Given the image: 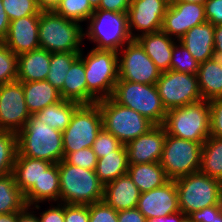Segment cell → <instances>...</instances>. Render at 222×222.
Listing matches in <instances>:
<instances>
[{"mask_svg":"<svg viewBox=\"0 0 222 222\" xmlns=\"http://www.w3.org/2000/svg\"><path fill=\"white\" fill-rule=\"evenodd\" d=\"M178 41L183 44L197 62L211 58L214 51V26L205 22L188 30Z\"/></svg>","mask_w":222,"mask_h":222,"instance_id":"cell-23","label":"cell"},{"mask_svg":"<svg viewBox=\"0 0 222 222\" xmlns=\"http://www.w3.org/2000/svg\"><path fill=\"white\" fill-rule=\"evenodd\" d=\"M205 22H207L205 17V5L174 2L168 6L162 20L161 31L179 40L192 27Z\"/></svg>","mask_w":222,"mask_h":222,"instance_id":"cell-16","label":"cell"},{"mask_svg":"<svg viewBox=\"0 0 222 222\" xmlns=\"http://www.w3.org/2000/svg\"><path fill=\"white\" fill-rule=\"evenodd\" d=\"M147 222H158V221L155 220V218H153V219H148Z\"/></svg>","mask_w":222,"mask_h":222,"instance_id":"cell-58","label":"cell"},{"mask_svg":"<svg viewBox=\"0 0 222 222\" xmlns=\"http://www.w3.org/2000/svg\"><path fill=\"white\" fill-rule=\"evenodd\" d=\"M80 105L81 104L78 102L62 99L53 105L47 106L34 115L51 128L63 132L70 124L74 111Z\"/></svg>","mask_w":222,"mask_h":222,"instance_id":"cell-31","label":"cell"},{"mask_svg":"<svg viewBox=\"0 0 222 222\" xmlns=\"http://www.w3.org/2000/svg\"><path fill=\"white\" fill-rule=\"evenodd\" d=\"M60 16L54 10H41L39 46L50 53L81 52L85 33L83 25Z\"/></svg>","mask_w":222,"mask_h":222,"instance_id":"cell-3","label":"cell"},{"mask_svg":"<svg viewBox=\"0 0 222 222\" xmlns=\"http://www.w3.org/2000/svg\"><path fill=\"white\" fill-rule=\"evenodd\" d=\"M60 182V203L89 205L103 201L104 184L95 170L66 163H58Z\"/></svg>","mask_w":222,"mask_h":222,"instance_id":"cell-4","label":"cell"},{"mask_svg":"<svg viewBox=\"0 0 222 222\" xmlns=\"http://www.w3.org/2000/svg\"><path fill=\"white\" fill-rule=\"evenodd\" d=\"M24 194L16 185L13 173L0 177V214L21 212L26 207Z\"/></svg>","mask_w":222,"mask_h":222,"instance_id":"cell-33","label":"cell"},{"mask_svg":"<svg viewBox=\"0 0 222 222\" xmlns=\"http://www.w3.org/2000/svg\"><path fill=\"white\" fill-rule=\"evenodd\" d=\"M162 126L167 135L203 144L210 137L209 102L201 100L167 110Z\"/></svg>","mask_w":222,"mask_h":222,"instance_id":"cell-5","label":"cell"},{"mask_svg":"<svg viewBox=\"0 0 222 222\" xmlns=\"http://www.w3.org/2000/svg\"><path fill=\"white\" fill-rule=\"evenodd\" d=\"M61 0H37L41 10H54Z\"/></svg>","mask_w":222,"mask_h":222,"instance_id":"cell-54","label":"cell"},{"mask_svg":"<svg viewBox=\"0 0 222 222\" xmlns=\"http://www.w3.org/2000/svg\"><path fill=\"white\" fill-rule=\"evenodd\" d=\"M17 148L21 156L59 163L64 159L62 131L51 128L34 114L17 133Z\"/></svg>","mask_w":222,"mask_h":222,"instance_id":"cell-1","label":"cell"},{"mask_svg":"<svg viewBox=\"0 0 222 222\" xmlns=\"http://www.w3.org/2000/svg\"><path fill=\"white\" fill-rule=\"evenodd\" d=\"M39 15H29L10 21L9 31L2 41L14 54L21 55L39 46Z\"/></svg>","mask_w":222,"mask_h":222,"instance_id":"cell-19","label":"cell"},{"mask_svg":"<svg viewBox=\"0 0 222 222\" xmlns=\"http://www.w3.org/2000/svg\"><path fill=\"white\" fill-rule=\"evenodd\" d=\"M50 204L49 209L44 210L38 217L39 222H64V203Z\"/></svg>","mask_w":222,"mask_h":222,"instance_id":"cell-47","label":"cell"},{"mask_svg":"<svg viewBox=\"0 0 222 222\" xmlns=\"http://www.w3.org/2000/svg\"><path fill=\"white\" fill-rule=\"evenodd\" d=\"M191 222H222V205L205 207L187 217Z\"/></svg>","mask_w":222,"mask_h":222,"instance_id":"cell-44","label":"cell"},{"mask_svg":"<svg viewBox=\"0 0 222 222\" xmlns=\"http://www.w3.org/2000/svg\"><path fill=\"white\" fill-rule=\"evenodd\" d=\"M10 20L4 10L2 0H0V42H2L9 31Z\"/></svg>","mask_w":222,"mask_h":222,"instance_id":"cell-51","label":"cell"},{"mask_svg":"<svg viewBox=\"0 0 222 222\" xmlns=\"http://www.w3.org/2000/svg\"><path fill=\"white\" fill-rule=\"evenodd\" d=\"M119 79L141 84H156L161 71L133 39L118 52Z\"/></svg>","mask_w":222,"mask_h":222,"instance_id":"cell-13","label":"cell"},{"mask_svg":"<svg viewBox=\"0 0 222 222\" xmlns=\"http://www.w3.org/2000/svg\"><path fill=\"white\" fill-rule=\"evenodd\" d=\"M118 222H147V219L137 208H133L118 211Z\"/></svg>","mask_w":222,"mask_h":222,"instance_id":"cell-49","label":"cell"},{"mask_svg":"<svg viewBox=\"0 0 222 222\" xmlns=\"http://www.w3.org/2000/svg\"><path fill=\"white\" fill-rule=\"evenodd\" d=\"M129 167L126 145L123 144L118 150L98 158L95 173L105 185L118 177L127 174Z\"/></svg>","mask_w":222,"mask_h":222,"instance_id":"cell-29","label":"cell"},{"mask_svg":"<svg viewBox=\"0 0 222 222\" xmlns=\"http://www.w3.org/2000/svg\"><path fill=\"white\" fill-rule=\"evenodd\" d=\"M80 52L84 61L87 83V104L112 96L119 79L118 54L113 50L92 48L86 55Z\"/></svg>","mask_w":222,"mask_h":222,"instance_id":"cell-2","label":"cell"},{"mask_svg":"<svg viewBox=\"0 0 222 222\" xmlns=\"http://www.w3.org/2000/svg\"><path fill=\"white\" fill-rule=\"evenodd\" d=\"M61 98L87 104V83L84 61L79 57L67 72L63 88L59 91Z\"/></svg>","mask_w":222,"mask_h":222,"instance_id":"cell-30","label":"cell"},{"mask_svg":"<svg viewBox=\"0 0 222 222\" xmlns=\"http://www.w3.org/2000/svg\"><path fill=\"white\" fill-rule=\"evenodd\" d=\"M27 206L43 202H60V182L58 163H52L39 180V186H32L25 194Z\"/></svg>","mask_w":222,"mask_h":222,"instance_id":"cell-25","label":"cell"},{"mask_svg":"<svg viewBox=\"0 0 222 222\" xmlns=\"http://www.w3.org/2000/svg\"><path fill=\"white\" fill-rule=\"evenodd\" d=\"M40 208V203L26 206L21 212H17V222H39L34 210H40Z\"/></svg>","mask_w":222,"mask_h":222,"instance_id":"cell-50","label":"cell"},{"mask_svg":"<svg viewBox=\"0 0 222 222\" xmlns=\"http://www.w3.org/2000/svg\"><path fill=\"white\" fill-rule=\"evenodd\" d=\"M168 6L166 0H131L127 15L132 39L161 31L162 20Z\"/></svg>","mask_w":222,"mask_h":222,"instance_id":"cell-15","label":"cell"},{"mask_svg":"<svg viewBox=\"0 0 222 222\" xmlns=\"http://www.w3.org/2000/svg\"><path fill=\"white\" fill-rule=\"evenodd\" d=\"M25 102L30 114L62 100L60 92L47 80L22 82Z\"/></svg>","mask_w":222,"mask_h":222,"instance_id":"cell-27","label":"cell"},{"mask_svg":"<svg viewBox=\"0 0 222 222\" xmlns=\"http://www.w3.org/2000/svg\"><path fill=\"white\" fill-rule=\"evenodd\" d=\"M17 57V81L32 82L46 80L50 67V52L38 48Z\"/></svg>","mask_w":222,"mask_h":222,"instance_id":"cell-24","label":"cell"},{"mask_svg":"<svg viewBox=\"0 0 222 222\" xmlns=\"http://www.w3.org/2000/svg\"><path fill=\"white\" fill-rule=\"evenodd\" d=\"M85 25V38L96 43L93 47L96 49L118 52L133 40L129 32L127 13L95 9Z\"/></svg>","mask_w":222,"mask_h":222,"instance_id":"cell-8","label":"cell"},{"mask_svg":"<svg viewBox=\"0 0 222 222\" xmlns=\"http://www.w3.org/2000/svg\"><path fill=\"white\" fill-rule=\"evenodd\" d=\"M2 4L10 21L41 12L37 0H2Z\"/></svg>","mask_w":222,"mask_h":222,"instance_id":"cell-39","label":"cell"},{"mask_svg":"<svg viewBox=\"0 0 222 222\" xmlns=\"http://www.w3.org/2000/svg\"><path fill=\"white\" fill-rule=\"evenodd\" d=\"M210 136L222 138V98L209 100Z\"/></svg>","mask_w":222,"mask_h":222,"instance_id":"cell-43","label":"cell"},{"mask_svg":"<svg viewBox=\"0 0 222 222\" xmlns=\"http://www.w3.org/2000/svg\"><path fill=\"white\" fill-rule=\"evenodd\" d=\"M214 50L222 53V24L214 26Z\"/></svg>","mask_w":222,"mask_h":222,"instance_id":"cell-53","label":"cell"},{"mask_svg":"<svg viewBox=\"0 0 222 222\" xmlns=\"http://www.w3.org/2000/svg\"><path fill=\"white\" fill-rule=\"evenodd\" d=\"M127 174L141 193L160 187L169 180L159 162L129 164Z\"/></svg>","mask_w":222,"mask_h":222,"instance_id":"cell-28","label":"cell"},{"mask_svg":"<svg viewBox=\"0 0 222 222\" xmlns=\"http://www.w3.org/2000/svg\"><path fill=\"white\" fill-rule=\"evenodd\" d=\"M54 11L62 17L80 22H86L95 9L88 0H61Z\"/></svg>","mask_w":222,"mask_h":222,"instance_id":"cell-35","label":"cell"},{"mask_svg":"<svg viewBox=\"0 0 222 222\" xmlns=\"http://www.w3.org/2000/svg\"><path fill=\"white\" fill-rule=\"evenodd\" d=\"M202 146L199 142L167 135L159 163L169 180L200 171Z\"/></svg>","mask_w":222,"mask_h":222,"instance_id":"cell-10","label":"cell"},{"mask_svg":"<svg viewBox=\"0 0 222 222\" xmlns=\"http://www.w3.org/2000/svg\"><path fill=\"white\" fill-rule=\"evenodd\" d=\"M88 1L94 9H97L100 5L101 0H88Z\"/></svg>","mask_w":222,"mask_h":222,"instance_id":"cell-57","label":"cell"},{"mask_svg":"<svg viewBox=\"0 0 222 222\" xmlns=\"http://www.w3.org/2000/svg\"><path fill=\"white\" fill-rule=\"evenodd\" d=\"M123 144L110 132L102 128L93 143L92 149L97 159L108 155L110 152L118 150Z\"/></svg>","mask_w":222,"mask_h":222,"instance_id":"cell-40","label":"cell"},{"mask_svg":"<svg viewBox=\"0 0 222 222\" xmlns=\"http://www.w3.org/2000/svg\"><path fill=\"white\" fill-rule=\"evenodd\" d=\"M171 55L170 70L197 75L200 63L180 41L174 44Z\"/></svg>","mask_w":222,"mask_h":222,"instance_id":"cell-37","label":"cell"},{"mask_svg":"<svg viewBox=\"0 0 222 222\" xmlns=\"http://www.w3.org/2000/svg\"><path fill=\"white\" fill-rule=\"evenodd\" d=\"M51 164L46 160L21 156L17 152L12 173L20 191L25 194L32 186H39L43 172Z\"/></svg>","mask_w":222,"mask_h":222,"instance_id":"cell-26","label":"cell"},{"mask_svg":"<svg viewBox=\"0 0 222 222\" xmlns=\"http://www.w3.org/2000/svg\"><path fill=\"white\" fill-rule=\"evenodd\" d=\"M207 0H176L175 2L198 3L205 5Z\"/></svg>","mask_w":222,"mask_h":222,"instance_id":"cell-56","label":"cell"},{"mask_svg":"<svg viewBox=\"0 0 222 222\" xmlns=\"http://www.w3.org/2000/svg\"><path fill=\"white\" fill-rule=\"evenodd\" d=\"M22 82L0 85V130L18 133L30 118Z\"/></svg>","mask_w":222,"mask_h":222,"instance_id":"cell-14","label":"cell"},{"mask_svg":"<svg viewBox=\"0 0 222 222\" xmlns=\"http://www.w3.org/2000/svg\"><path fill=\"white\" fill-rule=\"evenodd\" d=\"M17 152V134L0 130V177L13 172Z\"/></svg>","mask_w":222,"mask_h":222,"instance_id":"cell-36","label":"cell"},{"mask_svg":"<svg viewBox=\"0 0 222 222\" xmlns=\"http://www.w3.org/2000/svg\"><path fill=\"white\" fill-rule=\"evenodd\" d=\"M180 211L188 217L205 207L222 205V182L196 172L175 180Z\"/></svg>","mask_w":222,"mask_h":222,"instance_id":"cell-6","label":"cell"},{"mask_svg":"<svg viewBox=\"0 0 222 222\" xmlns=\"http://www.w3.org/2000/svg\"><path fill=\"white\" fill-rule=\"evenodd\" d=\"M140 195L136 184L125 174L104 185L103 201L118 212L136 208Z\"/></svg>","mask_w":222,"mask_h":222,"instance_id":"cell-20","label":"cell"},{"mask_svg":"<svg viewBox=\"0 0 222 222\" xmlns=\"http://www.w3.org/2000/svg\"><path fill=\"white\" fill-rule=\"evenodd\" d=\"M148 219L164 217L180 211L175 180L141 193L136 207Z\"/></svg>","mask_w":222,"mask_h":222,"instance_id":"cell-17","label":"cell"},{"mask_svg":"<svg viewBox=\"0 0 222 222\" xmlns=\"http://www.w3.org/2000/svg\"><path fill=\"white\" fill-rule=\"evenodd\" d=\"M169 4L174 3L176 0H166Z\"/></svg>","mask_w":222,"mask_h":222,"instance_id":"cell-59","label":"cell"},{"mask_svg":"<svg viewBox=\"0 0 222 222\" xmlns=\"http://www.w3.org/2000/svg\"><path fill=\"white\" fill-rule=\"evenodd\" d=\"M184 222H191V221L188 218H186Z\"/></svg>","mask_w":222,"mask_h":222,"instance_id":"cell-60","label":"cell"},{"mask_svg":"<svg viewBox=\"0 0 222 222\" xmlns=\"http://www.w3.org/2000/svg\"><path fill=\"white\" fill-rule=\"evenodd\" d=\"M103 128L99 105L81 104L73 113L70 124L62 132L64 157L83 148H90Z\"/></svg>","mask_w":222,"mask_h":222,"instance_id":"cell-11","label":"cell"},{"mask_svg":"<svg viewBox=\"0 0 222 222\" xmlns=\"http://www.w3.org/2000/svg\"><path fill=\"white\" fill-rule=\"evenodd\" d=\"M200 172L222 182V138L210 136L203 143Z\"/></svg>","mask_w":222,"mask_h":222,"instance_id":"cell-32","label":"cell"},{"mask_svg":"<svg viewBox=\"0 0 222 222\" xmlns=\"http://www.w3.org/2000/svg\"><path fill=\"white\" fill-rule=\"evenodd\" d=\"M111 98L118 104L135 110L154 125H163L167 110L163 106L156 84L118 79Z\"/></svg>","mask_w":222,"mask_h":222,"instance_id":"cell-7","label":"cell"},{"mask_svg":"<svg viewBox=\"0 0 222 222\" xmlns=\"http://www.w3.org/2000/svg\"><path fill=\"white\" fill-rule=\"evenodd\" d=\"M18 57L0 42V85L17 81Z\"/></svg>","mask_w":222,"mask_h":222,"instance_id":"cell-38","label":"cell"},{"mask_svg":"<svg viewBox=\"0 0 222 222\" xmlns=\"http://www.w3.org/2000/svg\"><path fill=\"white\" fill-rule=\"evenodd\" d=\"M79 57L80 52L50 53V67L46 80L60 91L63 88L67 72Z\"/></svg>","mask_w":222,"mask_h":222,"instance_id":"cell-34","label":"cell"},{"mask_svg":"<svg viewBox=\"0 0 222 222\" xmlns=\"http://www.w3.org/2000/svg\"><path fill=\"white\" fill-rule=\"evenodd\" d=\"M0 222H17V212L0 214Z\"/></svg>","mask_w":222,"mask_h":222,"instance_id":"cell-55","label":"cell"},{"mask_svg":"<svg viewBox=\"0 0 222 222\" xmlns=\"http://www.w3.org/2000/svg\"><path fill=\"white\" fill-rule=\"evenodd\" d=\"M89 205L64 204V222H89Z\"/></svg>","mask_w":222,"mask_h":222,"instance_id":"cell-45","label":"cell"},{"mask_svg":"<svg viewBox=\"0 0 222 222\" xmlns=\"http://www.w3.org/2000/svg\"><path fill=\"white\" fill-rule=\"evenodd\" d=\"M131 0H101L97 9L127 13L130 7Z\"/></svg>","mask_w":222,"mask_h":222,"instance_id":"cell-48","label":"cell"},{"mask_svg":"<svg viewBox=\"0 0 222 222\" xmlns=\"http://www.w3.org/2000/svg\"><path fill=\"white\" fill-rule=\"evenodd\" d=\"M186 218L187 217L185 214H183L181 211H178L164 217H157L155 220L158 222H184Z\"/></svg>","mask_w":222,"mask_h":222,"instance_id":"cell-52","label":"cell"},{"mask_svg":"<svg viewBox=\"0 0 222 222\" xmlns=\"http://www.w3.org/2000/svg\"><path fill=\"white\" fill-rule=\"evenodd\" d=\"M197 77L203 100L222 98V53L214 50L209 60L200 63Z\"/></svg>","mask_w":222,"mask_h":222,"instance_id":"cell-21","label":"cell"},{"mask_svg":"<svg viewBox=\"0 0 222 222\" xmlns=\"http://www.w3.org/2000/svg\"><path fill=\"white\" fill-rule=\"evenodd\" d=\"M63 160L68 164L88 170H95L97 164V157L92 147L70 152Z\"/></svg>","mask_w":222,"mask_h":222,"instance_id":"cell-41","label":"cell"},{"mask_svg":"<svg viewBox=\"0 0 222 222\" xmlns=\"http://www.w3.org/2000/svg\"><path fill=\"white\" fill-rule=\"evenodd\" d=\"M205 17L213 26L222 24V0H207L205 3Z\"/></svg>","mask_w":222,"mask_h":222,"instance_id":"cell-46","label":"cell"},{"mask_svg":"<svg viewBox=\"0 0 222 222\" xmlns=\"http://www.w3.org/2000/svg\"><path fill=\"white\" fill-rule=\"evenodd\" d=\"M136 40L161 72L170 70L172 50L178 40L163 31L143 34L137 37Z\"/></svg>","mask_w":222,"mask_h":222,"instance_id":"cell-22","label":"cell"},{"mask_svg":"<svg viewBox=\"0 0 222 222\" xmlns=\"http://www.w3.org/2000/svg\"><path fill=\"white\" fill-rule=\"evenodd\" d=\"M156 87L166 110L203 100L197 75L174 70L161 72Z\"/></svg>","mask_w":222,"mask_h":222,"instance_id":"cell-12","label":"cell"},{"mask_svg":"<svg viewBox=\"0 0 222 222\" xmlns=\"http://www.w3.org/2000/svg\"><path fill=\"white\" fill-rule=\"evenodd\" d=\"M89 222H118V212L104 201L89 204Z\"/></svg>","mask_w":222,"mask_h":222,"instance_id":"cell-42","label":"cell"},{"mask_svg":"<svg viewBox=\"0 0 222 222\" xmlns=\"http://www.w3.org/2000/svg\"><path fill=\"white\" fill-rule=\"evenodd\" d=\"M166 131L162 125H155L146 134L126 144L129 164L159 162L163 153Z\"/></svg>","mask_w":222,"mask_h":222,"instance_id":"cell-18","label":"cell"},{"mask_svg":"<svg viewBox=\"0 0 222 222\" xmlns=\"http://www.w3.org/2000/svg\"><path fill=\"white\" fill-rule=\"evenodd\" d=\"M102 126L122 144L146 134L155 125L133 109L122 106L111 97L98 100Z\"/></svg>","mask_w":222,"mask_h":222,"instance_id":"cell-9","label":"cell"}]
</instances>
